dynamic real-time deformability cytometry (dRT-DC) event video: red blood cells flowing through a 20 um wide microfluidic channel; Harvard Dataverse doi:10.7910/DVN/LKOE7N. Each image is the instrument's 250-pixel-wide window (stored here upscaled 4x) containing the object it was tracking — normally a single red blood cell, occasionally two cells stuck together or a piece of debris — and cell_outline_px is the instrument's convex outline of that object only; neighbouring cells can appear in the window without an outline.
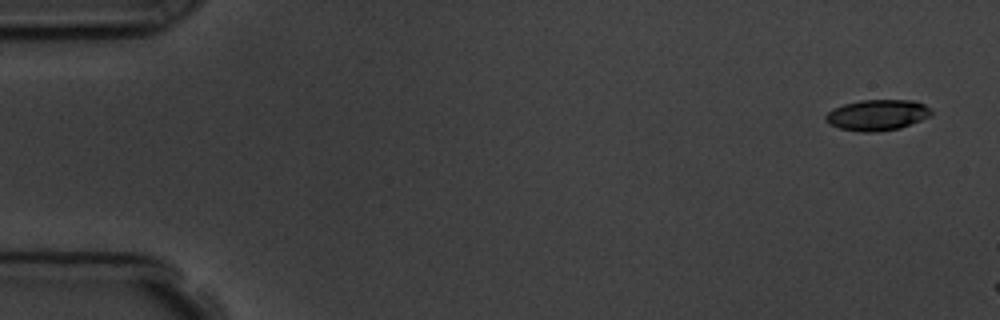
{"species": "common noctule bat (a hibernating species)", "species_latin": "Nyctalus noctula", "temperature_condition": "room temperature", "stored_images_in_passage": 3, "camera_frame_rate_fps": 3000, "um_per_image_px": 0.085, "animal": {"sex": "male", "body_mass_g": 19.5, "forearm_length_mm": 54.6}, "frame": {"image": 1, "passage_image": 1, "time_ms": 0.0, "image_size_px": [1000, 320], "cell_outline_px": [[932, 116], [900, 128], [876, 132], [860, 132], [840, 128], [828, 124], [824, 120], [824, 116], [832, 108], [844, 104], [860, 100], [912, 100], [924, 104], [932, 112]], "centroid_in_image_um": [74.54, 9.78], "position_along_channel_um": 10.5, "area_um2": 19.13}}